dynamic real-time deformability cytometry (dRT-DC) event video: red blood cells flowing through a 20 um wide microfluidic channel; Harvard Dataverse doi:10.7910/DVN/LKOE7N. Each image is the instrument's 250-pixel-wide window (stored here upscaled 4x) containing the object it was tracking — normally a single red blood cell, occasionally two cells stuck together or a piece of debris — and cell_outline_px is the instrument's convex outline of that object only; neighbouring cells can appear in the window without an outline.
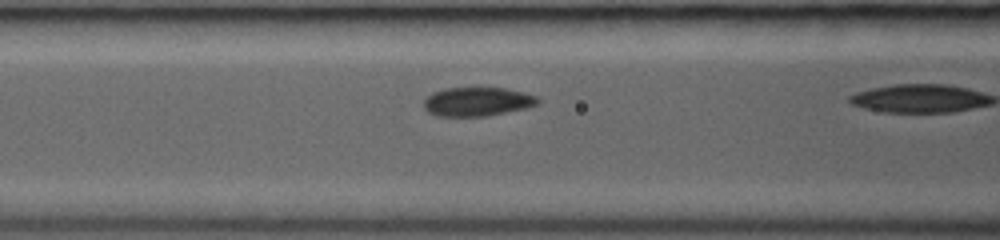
{"species": "common noctule bat (a hibernating species)", "species_latin": "Nyctalus noctula", "temperature_condition": "room temperature", "stored_images_in_passage": 9, "camera_frame_rate_fps": 3000, "um_per_image_px": 0.085, "animal": {"sex": "female", "body_mass_g": 19.0, "forearm_length_mm": 53.3}, "frame": {"image": 1, "passage_image": 7, "time_ms": 2.0, "image_size_px": [1000, 240], "cell_outline_px": [[540, 104], [528, 108], [488, 116], [436, 116], [428, 112], [424, 108], [424, 100], [432, 92], [444, 88], [504, 88], [524, 92], [536, 96], [540, 100]], "centroid_in_image_um": [40.59, 8.65], "position_along_channel_um": 126.0, "area_um2": 19.42}}